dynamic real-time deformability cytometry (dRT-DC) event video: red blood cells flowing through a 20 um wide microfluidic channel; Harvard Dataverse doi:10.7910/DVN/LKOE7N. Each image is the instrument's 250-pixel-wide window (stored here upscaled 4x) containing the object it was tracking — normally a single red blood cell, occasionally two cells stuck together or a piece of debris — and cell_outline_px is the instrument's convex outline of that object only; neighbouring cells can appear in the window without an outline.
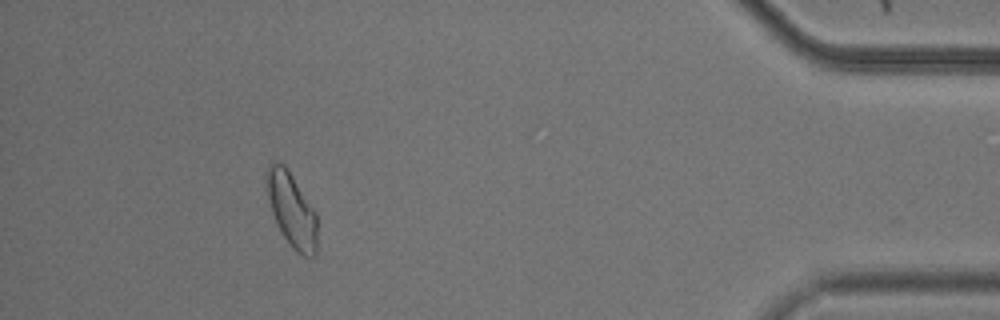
{"species": "common noctule bat (a hibernating species)", "species_latin": "Nyctalus noctula", "temperature_condition": "cold", "stored_images_in_passage": 52, "segment_of_instrument_passage": [2, 2], "camera_frame_rate_fps": 3000, "um_per_image_px": 0.085, "animal": {"sex": "male", "body_mass_g": 20.5, "forearm_length_mm": 52.5}, "frame": {"image": 1, "passage_image": 49, "time_ms": 16.0, "image_size_px": [1000, 320], "cell_outline_px": [[316, 256], [312, 260], [296, 252], [292, 248], [276, 224], [272, 212], [264, 180], [264, 172], [268, 164], [276, 160], [280, 160], [284, 164], [316, 212]], "centroid_in_image_um": [24.76, 17.81], "position_along_channel_um": 410.4, "area_um2": 22.2}}